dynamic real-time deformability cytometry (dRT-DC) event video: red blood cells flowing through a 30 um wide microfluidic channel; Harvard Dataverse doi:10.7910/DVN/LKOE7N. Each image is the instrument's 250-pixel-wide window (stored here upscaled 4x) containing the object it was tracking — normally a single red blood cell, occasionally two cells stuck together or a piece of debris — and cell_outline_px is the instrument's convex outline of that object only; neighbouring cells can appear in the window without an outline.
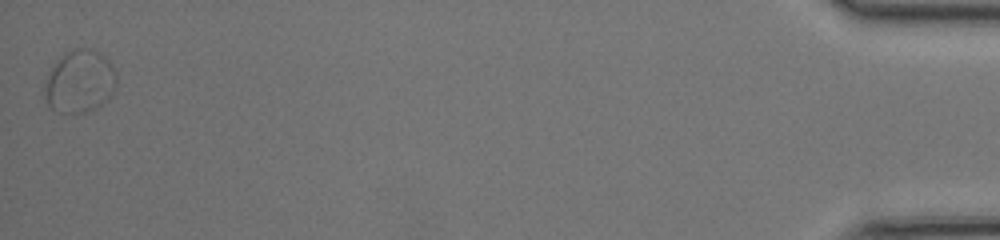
{"species": "common noctule bat (a hibernating species)", "species_latin": "Nyctalus noctula", "temperature_condition": "room temperature", "stored_images_in_passage": 39, "segment_of_instrument_passage": [2, 2], "camera_frame_rate_fps": 3000, "um_per_image_px": 0.085, "animal": {"sex": "female", "body_mass_g": 17.0, "forearm_length_mm": 48.0}, "frame": {"image": 1, "passage_image": 39, "time_ms": 12.667, "image_size_px": [1000, 240], "cell_outline_px": [[116, 84], [112, 92], [100, 104], [84, 112], [56, 112], [48, 104], [44, 96], [44, 88], [48, 76], [52, 68], [64, 52], [72, 48], [88, 48], [104, 56], [108, 60], [116, 72]], "centroid_in_image_um": [6.75, 6.9], "position_along_channel_um": 428.4, "area_um2": 25.72}}